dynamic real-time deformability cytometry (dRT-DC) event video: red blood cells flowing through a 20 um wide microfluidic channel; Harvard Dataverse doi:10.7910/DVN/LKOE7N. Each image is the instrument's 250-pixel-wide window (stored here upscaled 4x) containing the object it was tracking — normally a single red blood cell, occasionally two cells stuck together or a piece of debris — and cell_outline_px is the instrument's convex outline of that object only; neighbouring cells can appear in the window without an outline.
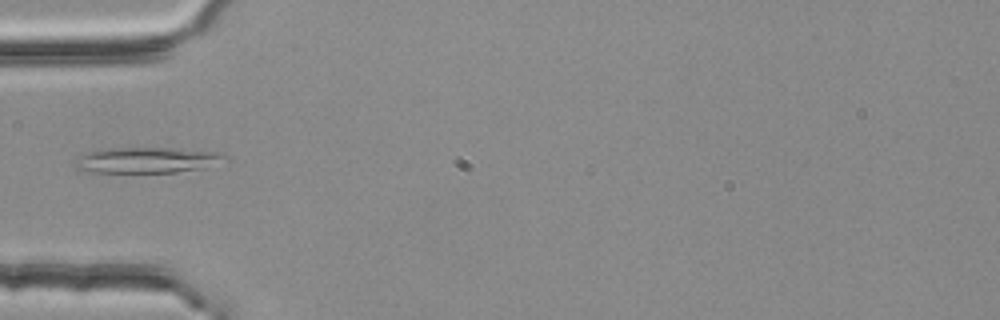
{"species": "common noctule bat (a hibernating species)", "species_latin": "Nyctalus noctula", "temperature_condition": "room temperature", "stored_images_in_passage": 3, "camera_frame_rate_fps": 3000, "um_per_image_px": 0.085, "animal": {"sex": "female", "body_mass_g": 25.1}, "frame": {"image": 1, "passage_image": 3, "time_ms": 0.667, "image_size_px": [1000, 320], "cell_outline_px": [[228, 156], [196, 168], [176, 172], [92, 172], [76, 168], [72, 164], [80, 156], [96, 148], [176, 148], [224, 152]], "centroid_in_image_um": [12.35, 13.58], "position_along_channel_um": 72.7, "area_um2": 22.02}}